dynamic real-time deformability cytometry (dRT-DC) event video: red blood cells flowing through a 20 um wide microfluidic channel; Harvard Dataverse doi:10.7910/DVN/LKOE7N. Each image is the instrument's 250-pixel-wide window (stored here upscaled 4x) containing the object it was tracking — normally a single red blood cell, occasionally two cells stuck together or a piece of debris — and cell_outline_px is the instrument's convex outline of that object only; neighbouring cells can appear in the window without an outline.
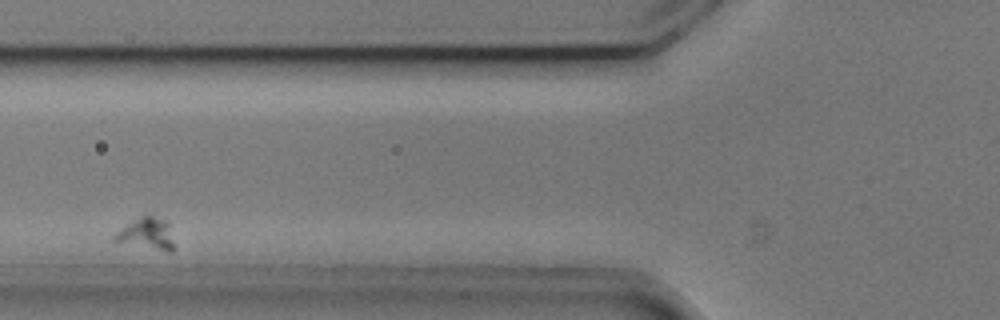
{"species": "common noctule bat (a hibernating species)", "species_latin": "Nyctalus noctula", "temperature_condition": "cold", "stored_images_in_passage": 6, "camera_frame_rate_fps": 3000, "um_per_image_px": 0.085, "animal": {"sex": "male", "body_mass_g": 20.5, "forearm_length_mm": 52.5}, "frame": {"image": 1, "passage_image": 4, "time_ms": 3.667, "image_size_px": [1000, 320], "cell_outline_px": [[176, 248], [172, 252], [168, 252], [112, 240], [112, 236], [116, 232], [140, 216], [152, 216], [168, 220]], "centroid_in_image_um": [12.55, 19.88], "position_along_channel_um": 113.3, "area_um2": 10.98}}
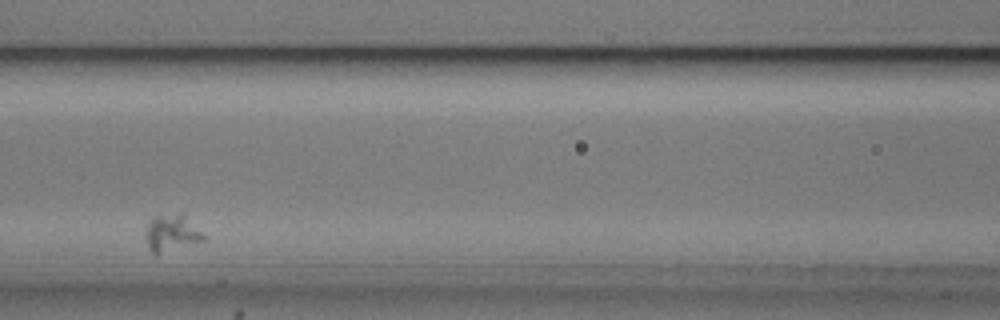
{"frame": {"image": 2, "passage_image": 5, "time_ms": 5.0, "image_size_px": [1000, 320], "cell_outline_px": [[204, 240], [156, 256], [152, 252], [148, 244], [148, 220], [152, 216], [180, 212], [184, 212], [204, 236]], "centroid_in_image_um": [14.6, 19.78], "position_along_channel_um": 152.0, "area_um2": 12.43}}